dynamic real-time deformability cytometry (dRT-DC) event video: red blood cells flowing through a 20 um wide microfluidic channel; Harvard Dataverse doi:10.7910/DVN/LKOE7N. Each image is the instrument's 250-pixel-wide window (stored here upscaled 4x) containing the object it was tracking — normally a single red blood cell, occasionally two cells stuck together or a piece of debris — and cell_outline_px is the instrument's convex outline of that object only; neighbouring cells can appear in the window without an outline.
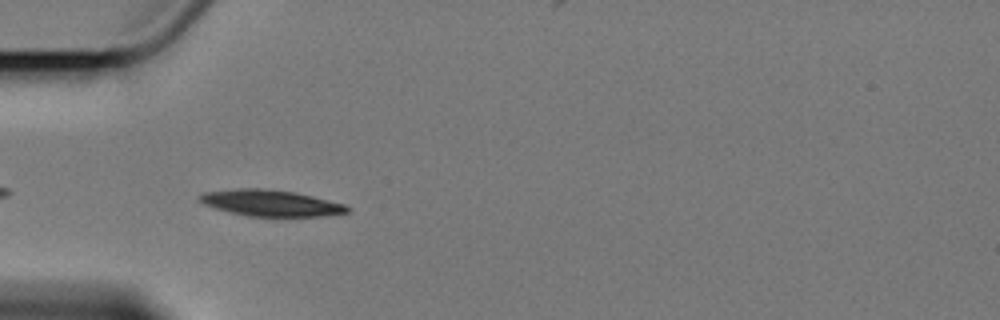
{"species": "Egyptian fruit bat (a non-hibernating species)", "species_latin": "Rousettus aegyptiacus", "temperature_condition": "cold", "stored_images_in_passage": 3, "camera_frame_rate_fps": 3000, "um_per_image_px": 0.085, "animal": {"sex": "female"}, "frame": {"image": 1, "passage_image": 1, "time_ms": 0.0, "image_size_px": [1000, 320], "cell_outline_px": [[352, 208], [348, 212], [324, 216], [248, 216], [216, 208], [204, 204], [196, 196], [204, 192], [240, 188], [260, 188], [296, 192], [344, 204]], "centroid_in_image_um": [23.02, 17.25], "position_along_channel_um": 62.0, "area_um2": 22.43}}
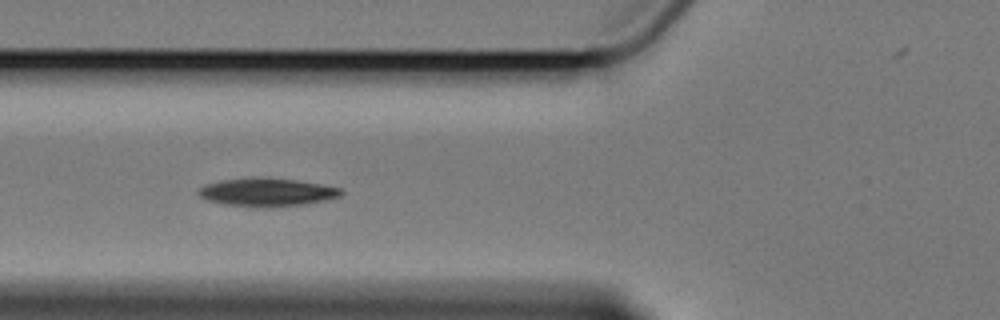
{"frame": {"image": 2, "passage_image": 2, "time_ms": 1.333, "image_size_px": [1000, 320], "cell_outline_px": [[344, 192], [340, 196], [324, 200], [304, 204], [224, 204], [208, 200], [200, 196], [196, 192], [196, 188], [204, 184], [220, 180], [252, 176], [296, 180], [320, 184], [340, 188]], "centroid_in_image_um": [22.62, 16.27], "position_along_channel_um": 103.2, "area_um2": 22.54}}
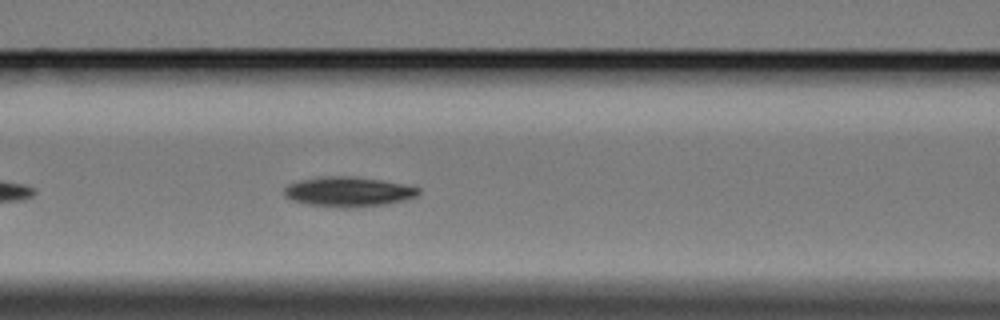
{"frame": {"image": 3, "passage_image": 3, "time_ms": 2.333, "image_size_px": [1000, 320], "cell_outline_px": [[420, 192], [416, 196], [404, 200], [384, 204], [356, 208], [340, 208], [308, 204], [292, 200], [284, 196], [284, 188], [288, 184], [300, 180], [320, 176], [356, 176], [404, 184], [420, 188]], "centroid_in_image_um": [29.59, 16.29], "position_along_channel_um": 137.0, "area_um2": 23.52}}